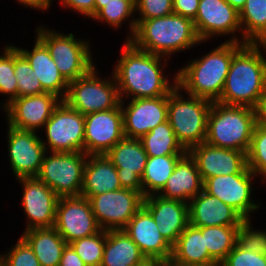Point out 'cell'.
Listing matches in <instances>:
<instances>
[{
	"label": "cell",
	"mask_w": 266,
	"mask_h": 266,
	"mask_svg": "<svg viewBox=\"0 0 266 266\" xmlns=\"http://www.w3.org/2000/svg\"><path fill=\"white\" fill-rule=\"evenodd\" d=\"M120 52L112 70L120 100L166 96L177 86V73L172 79L165 74L170 59L141 50L130 40Z\"/></svg>",
	"instance_id": "obj_1"
},
{
	"label": "cell",
	"mask_w": 266,
	"mask_h": 266,
	"mask_svg": "<svg viewBox=\"0 0 266 266\" xmlns=\"http://www.w3.org/2000/svg\"><path fill=\"white\" fill-rule=\"evenodd\" d=\"M262 52L266 53V43H245L234 54L218 103L258 107L266 93V56Z\"/></svg>",
	"instance_id": "obj_2"
},
{
	"label": "cell",
	"mask_w": 266,
	"mask_h": 266,
	"mask_svg": "<svg viewBox=\"0 0 266 266\" xmlns=\"http://www.w3.org/2000/svg\"><path fill=\"white\" fill-rule=\"evenodd\" d=\"M245 43L224 41L201 58L189 59L177 73V86L185 93L217 102L234 54Z\"/></svg>",
	"instance_id": "obj_3"
},
{
	"label": "cell",
	"mask_w": 266,
	"mask_h": 266,
	"mask_svg": "<svg viewBox=\"0 0 266 266\" xmlns=\"http://www.w3.org/2000/svg\"><path fill=\"white\" fill-rule=\"evenodd\" d=\"M136 22L137 27L130 41L141 50L168 59L178 52L206 43L200 40L194 22L179 14Z\"/></svg>",
	"instance_id": "obj_4"
},
{
	"label": "cell",
	"mask_w": 266,
	"mask_h": 266,
	"mask_svg": "<svg viewBox=\"0 0 266 266\" xmlns=\"http://www.w3.org/2000/svg\"><path fill=\"white\" fill-rule=\"evenodd\" d=\"M256 123L254 108L213 102L205 142L214 147L247 153Z\"/></svg>",
	"instance_id": "obj_5"
},
{
	"label": "cell",
	"mask_w": 266,
	"mask_h": 266,
	"mask_svg": "<svg viewBox=\"0 0 266 266\" xmlns=\"http://www.w3.org/2000/svg\"><path fill=\"white\" fill-rule=\"evenodd\" d=\"M212 103L208 99L185 94L178 86L168 95L167 121L187 151L205 142Z\"/></svg>",
	"instance_id": "obj_6"
},
{
	"label": "cell",
	"mask_w": 266,
	"mask_h": 266,
	"mask_svg": "<svg viewBox=\"0 0 266 266\" xmlns=\"http://www.w3.org/2000/svg\"><path fill=\"white\" fill-rule=\"evenodd\" d=\"M36 36L46 45L59 72L69 83L86 75L95 65L88 39L76 38L73 33H62L39 25Z\"/></svg>",
	"instance_id": "obj_7"
},
{
	"label": "cell",
	"mask_w": 266,
	"mask_h": 266,
	"mask_svg": "<svg viewBox=\"0 0 266 266\" xmlns=\"http://www.w3.org/2000/svg\"><path fill=\"white\" fill-rule=\"evenodd\" d=\"M97 70L95 65L86 75L69 82L64 101L82 115L113 109L121 102L113 73L103 78Z\"/></svg>",
	"instance_id": "obj_8"
},
{
	"label": "cell",
	"mask_w": 266,
	"mask_h": 266,
	"mask_svg": "<svg viewBox=\"0 0 266 266\" xmlns=\"http://www.w3.org/2000/svg\"><path fill=\"white\" fill-rule=\"evenodd\" d=\"M87 157L84 152L47 151L36 177L59 198L80 196Z\"/></svg>",
	"instance_id": "obj_9"
},
{
	"label": "cell",
	"mask_w": 266,
	"mask_h": 266,
	"mask_svg": "<svg viewBox=\"0 0 266 266\" xmlns=\"http://www.w3.org/2000/svg\"><path fill=\"white\" fill-rule=\"evenodd\" d=\"M85 117L64 100L55 108L43 127L48 152H84Z\"/></svg>",
	"instance_id": "obj_10"
},
{
	"label": "cell",
	"mask_w": 266,
	"mask_h": 266,
	"mask_svg": "<svg viewBox=\"0 0 266 266\" xmlns=\"http://www.w3.org/2000/svg\"><path fill=\"white\" fill-rule=\"evenodd\" d=\"M101 230H123L143 206L144 196L132 189L121 188L88 198Z\"/></svg>",
	"instance_id": "obj_11"
},
{
	"label": "cell",
	"mask_w": 266,
	"mask_h": 266,
	"mask_svg": "<svg viewBox=\"0 0 266 266\" xmlns=\"http://www.w3.org/2000/svg\"><path fill=\"white\" fill-rule=\"evenodd\" d=\"M256 178V175L246 167L238 174L207 178L203 182V190L231 206L244 219H250L252 212L261 207L260 202L258 204L255 199H251L253 183L255 184L253 180L256 181Z\"/></svg>",
	"instance_id": "obj_12"
},
{
	"label": "cell",
	"mask_w": 266,
	"mask_h": 266,
	"mask_svg": "<svg viewBox=\"0 0 266 266\" xmlns=\"http://www.w3.org/2000/svg\"><path fill=\"white\" fill-rule=\"evenodd\" d=\"M193 22L202 42L228 35L226 41L242 43L239 12L226 0H200Z\"/></svg>",
	"instance_id": "obj_13"
},
{
	"label": "cell",
	"mask_w": 266,
	"mask_h": 266,
	"mask_svg": "<svg viewBox=\"0 0 266 266\" xmlns=\"http://www.w3.org/2000/svg\"><path fill=\"white\" fill-rule=\"evenodd\" d=\"M9 165L15 179L36 177L46 154V148L36 131L14 128L7 124Z\"/></svg>",
	"instance_id": "obj_14"
},
{
	"label": "cell",
	"mask_w": 266,
	"mask_h": 266,
	"mask_svg": "<svg viewBox=\"0 0 266 266\" xmlns=\"http://www.w3.org/2000/svg\"><path fill=\"white\" fill-rule=\"evenodd\" d=\"M84 117V153L86 155H105L125 137L120 104L116 108L89 113Z\"/></svg>",
	"instance_id": "obj_15"
},
{
	"label": "cell",
	"mask_w": 266,
	"mask_h": 266,
	"mask_svg": "<svg viewBox=\"0 0 266 266\" xmlns=\"http://www.w3.org/2000/svg\"><path fill=\"white\" fill-rule=\"evenodd\" d=\"M54 227L67 244L101 230L89 200L82 196L59 198Z\"/></svg>",
	"instance_id": "obj_16"
},
{
	"label": "cell",
	"mask_w": 266,
	"mask_h": 266,
	"mask_svg": "<svg viewBox=\"0 0 266 266\" xmlns=\"http://www.w3.org/2000/svg\"><path fill=\"white\" fill-rule=\"evenodd\" d=\"M22 188L21 207L26 215L25 230L54 227L59 197L37 177L16 179Z\"/></svg>",
	"instance_id": "obj_17"
},
{
	"label": "cell",
	"mask_w": 266,
	"mask_h": 266,
	"mask_svg": "<svg viewBox=\"0 0 266 266\" xmlns=\"http://www.w3.org/2000/svg\"><path fill=\"white\" fill-rule=\"evenodd\" d=\"M62 101L52 93L17 97L3 109L6 123L14 128L38 132Z\"/></svg>",
	"instance_id": "obj_18"
},
{
	"label": "cell",
	"mask_w": 266,
	"mask_h": 266,
	"mask_svg": "<svg viewBox=\"0 0 266 266\" xmlns=\"http://www.w3.org/2000/svg\"><path fill=\"white\" fill-rule=\"evenodd\" d=\"M128 101L120 102L125 137L141 139L157 125L167 121L168 95Z\"/></svg>",
	"instance_id": "obj_19"
},
{
	"label": "cell",
	"mask_w": 266,
	"mask_h": 266,
	"mask_svg": "<svg viewBox=\"0 0 266 266\" xmlns=\"http://www.w3.org/2000/svg\"><path fill=\"white\" fill-rule=\"evenodd\" d=\"M117 168L122 188L132 189L143 195L141 176L147 162V153L140 139L124 137L106 154Z\"/></svg>",
	"instance_id": "obj_20"
},
{
	"label": "cell",
	"mask_w": 266,
	"mask_h": 266,
	"mask_svg": "<svg viewBox=\"0 0 266 266\" xmlns=\"http://www.w3.org/2000/svg\"><path fill=\"white\" fill-rule=\"evenodd\" d=\"M123 230L152 265L171 258L172 246L160 234L156 222L143 206Z\"/></svg>",
	"instance_id": "obj_21"
},
{
	"label": "cell",
	"mask_w": 266,
	"mask_h": 266,
	"mask_svg": "<svg viewBox=\"0 0 266 266\" xmlns=\"http://www.w3.org/2000/svg\"><path fill=\"white\" fill-rule=\"evenodd\" d=\"M194 159L203 182L218 175L241 173L247 167L245 152L214 147L206 142L187 151Z\"/></svg>",
	"instance_id": "obj_22"
},
{
	"label": "cell",
	"mask_w": 266,
	"mask_h": 266,
	"mask_svg": "<svg viewBox=\"0 0 266 266\" xmlns=\"http://www.w3.org/2000/svg\"><path fill=\"white\" fill-rule=\"evenodd\" d=\"M143 207L151 214L160 234L173 246L189 224L188 203L152 194L144 197Z\"/></svg>",
	"instance_id": "obj_23"
},
{
	"label": "cell",
	"mask_w": 266,
	"mask_h": 266,
	"mask_svg": "<svg viewBox=\"0 0 266 266\" xmlns=\"http://www.w3.org/2000/svg\"><path fill=\"white\" fill-rule=\"evenodd\" d=\"M189 224L195 227L240 226L244 218L231 206L202 190L188 202Z\"/></svg>",
	"instance_id": "obj_24"
},
{
	"label": "cell",
	"mask_w": 266,
	"mask_h": 266,
	"mask_svg": "<svg viewBox=\"0 0 266 266\" xmlns=\"http://www.w3.org/2000/svg\"><path fill=\"white\" fill-rule=\"evenodd\" d=\"M35 39L36 41L31 50L25 49V47H16L29 62L35 76L41 82L42 89L64 100L68 92L69 83L59 72L46 45L37 36H35Z\"/></svg>",
	"instance_id": "obj_25"
},
{
	"label": "cell",
	"mask_w": 266,
	"mask_h": 266,
	"mask_svg": "<svg viewBox=\"0 0 266 266\" xmlns=\"http://www.w3.org/2000/svg\"><path fill=\"white\" fill-rule=\"evenodd\" d=\"M203 190V180L194 159L187 152L183 155L168 178L159 196L188 203Z\"/></svg>",
	"instance_id": "obj_26"
},
{
	"label": "cell",
	"mask_w": 266,
	"mask_h": 266,
	"mask_svg": "<svg viewBox=\"0 0 266 266\" xmlns=\"http://www.w3.org/2000/svg\"><path fill=\"white\" fill-rule=\"evenodd\" d=\"M117 168L106 155H88L84 168L81 195L89 198L121 189Z\"/></svg>",
	"instance_id": "obj_27"
},
{
	"label": "cell",
	"mask_w": 266,
	"mask_h": 266,
	"mask_svg": "<svg viewBox=\"0 0 266 266\" xmlns=\"http://www.w3.org/2000/svg\"><path fill=\"white\" fill-rule=\"evenodd\" d=\"M101 266H153L124 230L106 231Z\"/></svg>",
	"instance_id": "obj_28"
},
{
	"label": "cell",
	"mask_w": 266,
	"mask_h": 266,
	"mask_svg": "<svg viewBox=\"0 0 266 266\" xmlns=\"http://www.w3.org/2000/svg\"><path fill=\"white\" fill-rule=\"evenodd\" d=\"M178 264L192 266H219L205 247L202 228L188 224L172 246L171 258Z\"/></svg>",
	"instance_id": "obj_29"
},
{
	"label": "cell",
	"mask_w": 266,
	"mask_h": 266,
	"mask_svg": "<svg viewBox=\"0 0 266 266\" xmlns=\"http://www.w3.org/2000/svg\"><path fill=\"white\" fill-rule=\"evenodd\" d=\"M32 249L41 266H59L67 242L55 227L32 228L20 236Z\"/></svg>",
	"instance_id": "obj_30"
},
{
	"label": "cell",
	"mask_w": 266,
	"mask_h": 266,
	"mask_svg": "<svg viewBox=\"0 0 266 266\" xmlns=\"http://www.w3.org/2000/svg\"><path fill=\"white\" fill-rule=\"evenodd\" d=\"M239 18L242 43H266V0H246Z\"/></svg>",
	"instance_id": "obj_31"
},
{
	"label": "cell",
	"mask_w": 266,
	"mask_h": 266,
	"mask_svg": "<svg viewBox=\"0 0 266 266\" xmlns=\"http://www.w3.org/2000/svg\"><path fill=\"white\" fill-rule=\"evenodd\" d=\"M183 155L148 157L141 176L143 196L158 194L173 173L176 163Z\"/></svg>",
	"instance_id": "obj_32"
},
{
	"label": "cell",
	"mask_w": 266,
	"mask_h": 266,
	"mask_svg": "<svg viewBox=\"0 0 266 266\" xmlns=\"http://www.w3.org/2000/svg\"><path fill=\"white\" fill-rule=\"evenodd\" d=\"M140 140L148 157L185 155L187 153L168 121L157 125Z\"/></svg>",
	"instance_id": "obj_33"
},
{
	"label": "cell",
	"mask_w": 266,
	"mask_h": 266,
	"mask_svg": "<svg viewBox=\"0 0 266 266\" xmlns=\"http://www.w3.org/2000/svg\"><path fill=\"white\" fill-rule=\"evenodd\" d=\"M135 0H120V2L102 3V8L91 18L92 21L106 23L111 28L120 29L122 24L129 22L125 40H130L136 30L137 22L134 17ZM129 20V21H128ZM120 27V28H119Z\"/></svg>",
	"instance_id": "obj_34"
},
{
	"label": "cell",
	"mask_w": 266,
	"mask_h": 266,
	"mask_svg": "<svg viewBox=\"0 0 266 266\" xmlns=\"http://www.w3.org/2000/svg\"><path fill=\"white\" fill-rule=\"evenodd\" d=\"M240 226H210L202 228L209 255L220 264L237 244Z\"/></svg>",
	"instance_id": "obj_35"
},
{
	"label": "cell",
	"mask_w": 266,
	"mask_h": 266,
	"mask_svg": "<svg viewBox=\"0 0 266 266\" xmlns=\"http://www.w3.org/2000/svg\"><path fill=\"white\" fill-rule=\"evenodd\" d=\"M0 54V94L6 96V102H0L3 110L18 97L17 79L14 74V45H6Z\"/></svg>",
	"instance_id": "obj_36"
},
{
	"label": "cell",
	"mask_w": 266,
	"mask_h": 266,
	"mask_svg": "<svg viewBox=\"0 0 266 266\" xmlns=\"http://www.w3.org/2000/svg\"><path fill=\"white\" fill-rule=\"evenodd\" d=\"M14 74L17 79L18 97L45 93L29 62L18 51L16 45H14Z\"/></svg>",
	"instance_id": "obj_37"
},
{
	"label": "cell",
	"mask_w": 266,
	"mask_h": 266,
	"mask_svg": "<svg viewBox=\"0 0 266 266\" xmlns=\"http://www.w3.org/2000/svg\"><path fill=\"white\" fill-rule=\"evenodd\" d=\"M246 156L247 167L266 182V127L256 123Z\"/></svg>",
	"instance_id": "obj_38"
},
{
	"label": "cell",
	"mask_w": 266,
	"mask_h": 266,
	"mask_svg": "<svg viewBox=\"0 0 266 266\" xmlns=\"http://www.w3.org/2000/svg\"><path fill=\"white\" fill-rule=\"evenodd\" d=\"M106 243V230L74 240L69 245L87 266H101L103 250Z\"/></svg>",
	"instance_id": "obj_39"
},
{
	"label": "cell",
	"mask_w": 266,
	"mask_h": 266,
	"mask_svg": "<svg viewBox=\"0 0 266 266\" xmlns=\"http://www.w3.org/2000/svg\"><path fill=\"white\" fill-rule=\"evenodd\" d=\"M250 219H244L237 235V244L244 250L266 255V229H256ZM255 228V229H253Z\"/></svg>",
	"instance_id": "obj_40"
},
{
	"label": "cell",
	"mask_w": 266,
	"mask_h": 266,
	"mask_svg": "<svg viewBox=\"0 0 266 266\" xmlns=\"http://www.w3.org/2000/svg\"><path fill=\"white\" fill-rule=\"evenodd\" d=\"M0 260L6 266H41L32 249L21 237L6 253H0Z\"/></svg>",
	"instance_id": "obj_41"
},
{
	"label": "cell",
	"mask_w": 266,
	"mask_h": 266,
	"mask_svg": "<svg viewBox=\"0 0 266 266\" xmlns=\"http://www.w3.org/2000/svg\"><path fill=\"white\" fill-rule=\"evenodd\" d=\"M136 20L159 18L173 13L172 0H135Z\"/></svg>",
	"instance_id": "obj_42"
},
{
	"label": "cell",
	"mask_w": 266,
	"mask_h": 266,
	"mask_svg": "<svg viewBox=\"0 0 266 266\" xmlns=\"http://www.w3.org/2000/svg\"><path fill=\"white\" fill-rule=\"evenodd\" d=\"M219 266H266V255L244 250L236 244Z\"/></svg>",
	"instance_id": "obj_43"
},
{
	"label": "cell",
	"mask_w": 266,
	"mask_h": 266,
	"mask_svg": "<svg viewBox=\"0 0 266 266\" xmlns=\"http://www.w3.org/2000/svg\"><path fill=\"white\" fill-rule=\"evenodd\" d=\"M62 8L73 10L91 19L95 15V0H58Z\"/></svg>",
	"instance_id": "obj_44"
},
{
	"label": "cell",
	"mask_w": 266,
	"mask_h": 266,
	"mask_svg": "<svg viewBox=\"0 0 266 266\" xmlns=\"http://www.w3.org/2000/svg\"><path fill=\"white\" fill-rule=\"evenodd\" d=\"M200 0H172L173 13L195 20Z\"/></svg>",
	"instance_id": "obj_45"
},
{
	"label": "cell",
	"mask_w": 266,
	"mask_h": 266,
	"mask_svg": "<svg viewBox=\"0 0 266 266\" xmlns=\"http://www.w3.org/2000/svg\"><path fill=\"white\" fill-rule=\"evenodd\" d=\"M59 266H87L74 249L67 244L63 249Z\"/></svg>",
	"instance_id": "obj_46"
},
{
	"label": "cell",
	"mask_w": 266,
	"mask_h": 266,
	"mask_svg": "<svg viewBox=\"0 0 266 266\" xmlns=\"http://www.w3.org/2000/svg\"><path fill=\"white\" fill-rule=\"evenodd\" d=\"M18 4L25 6V8L34 9L37 11H48L52 6L53 0H16Z\"/></svg>",
	"instance_id": "obj_47"
},
{
	"label": "cell",
	"mask_w": 266,
	"mask_h": 266,
	"mask_svg": "<svg viewBox=\"0 0 266 266\" xmlns=\"http://www.w3.org/2000/svg\"><path fill=\"white\" fill-rule=\"evenodd\" d=\"M257 112V123L266 127V93L261 98L258 107L256 108Z\"/></svg>",
	"instance_id": "obj_48"
},
{
	"label": "cell",
	"mask_w": 266,
	"mask_h": 266,
	"mask_svg": "<svg viewBox=\"0 0 266 266\" xmlns=\"http://www.w3.org/2000/svg\"><path fill=\"white\" fill-rule=\"evenodd\" d=\"M238 12L244 7L246 0H226Z\"/></svg>",
	"instance_id": "obj_49"
},
{
	"label": "cell",
	"mask_w": 266,
	"mask_h": 266,
	"mask_svg": "<svg viewBox=\"0 0 266 266\" xmlns=\"http://www.w3.org/2000/svg\"><path fill=\"white\" fill-rule=\"evenodd\" d=\"M153 266H192V265H182V264L176 263L172 259H168V260L156 263Z\"/></svg>",
	"instance_id": "obj_50"
},
{
	"label": "cell",
	"mask_w": 266,
	"mask_h": 266,
	"mask_svg": "<svg viewBox=\"0 0 266 266\" xmlns=\"http://www.w3.org/2000/svg\"><path fill=\"white\" fill-rule=\"evenodd\" d=\"M120 2V0H95V14L102 8V3Z\"/></svg>",
	"instance_id": "obj_51"
},
{
	"label": "cell",
	"mask_w": 266,
	"mask_h": 266,
	"mask_svg": "<svg viewBox=\"0 0 266 266\" xmlns=\"http://www.w3.org/2000/svg\"><path fill=\"white\" fill-rule=\"evenodd\" d=\"M0 266H6V265L0 260Z\"/></svg>",
	"instance_id": "obj_52"
}]
</instances>
